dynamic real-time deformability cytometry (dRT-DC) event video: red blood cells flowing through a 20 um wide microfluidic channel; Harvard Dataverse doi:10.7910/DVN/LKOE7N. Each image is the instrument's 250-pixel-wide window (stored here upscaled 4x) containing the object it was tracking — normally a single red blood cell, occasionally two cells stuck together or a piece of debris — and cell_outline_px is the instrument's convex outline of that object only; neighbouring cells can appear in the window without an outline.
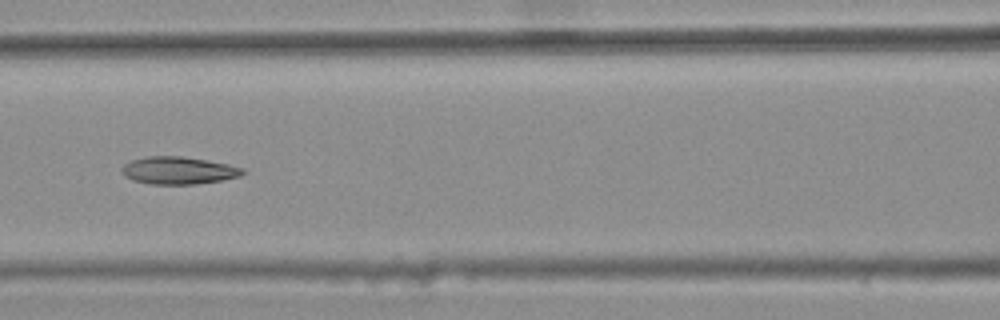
{"species": "common noctule bat (a hibernating species)", "species_latin": "Nyctalus noctula", "temperature_condition": "warm", "stored_images_in_passage": 9, "segment_of_instrument_passage": [1, 2], "camera_frame_rate_fps": 3000, "um_per_image_px": 0.085, "animal": {"sex": "female", "body_mass_g": 25.1}, "frame": {"image": 1, "passage_image": 7, "time_ms": 2.0, "image_size_px": [1000, 320], "cell_outline_px": [[244, 172], [240, 176], [220, 180], [196, 184], [152, 184], [132, 180], [124, 176], [120, 168], [124, 164], [132, 160], [148, 156], [180, 156], [208, 160], [228, 164], [244, 168]], "centroid_in_image_um": [15.15, 14.48], "position_along_channel_um": 151.5, "area_um2": 19.31}}